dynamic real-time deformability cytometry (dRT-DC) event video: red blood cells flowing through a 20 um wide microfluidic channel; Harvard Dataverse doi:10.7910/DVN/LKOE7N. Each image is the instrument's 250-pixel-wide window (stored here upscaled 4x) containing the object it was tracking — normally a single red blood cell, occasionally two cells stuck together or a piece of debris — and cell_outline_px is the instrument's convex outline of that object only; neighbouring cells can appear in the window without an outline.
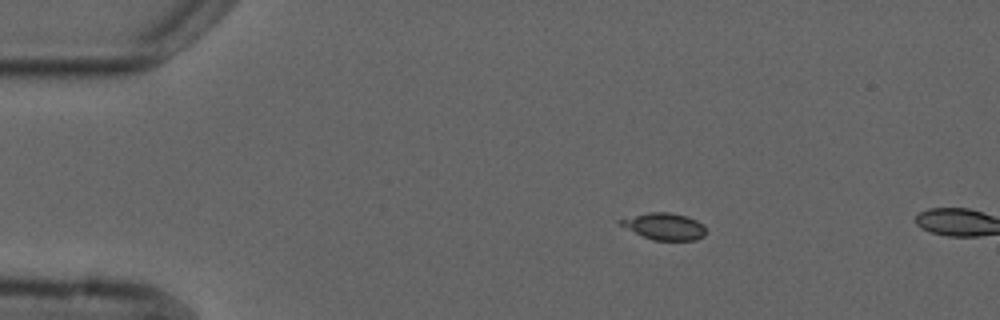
{"species": "common noctule bat (a hibernating species)", "species_latin": "Nyctalus noctula", "temperature_condition": "cold", "stored_images_in_passage": 2, "camera_frame_rate_fps": 3000, "um_per_image_px": 0.085, "animal": {"sex": "male", "forearm_length_mm": 52.5}, "frame": {"image": 1, "passage_image": 1, "time_ms": 0.0, "image_size_px": [1000, 320], "cell_outline_px": [[704, 236], [696, 240], [652, 240], [620, 224], [616, 220], [648, 212], [668, 212], [688, 216], [704, 224]], "centroid_in_image_um": [56.5, 19.23], "position_along_channel_um": 28.5, "area_um2": 13.18}}